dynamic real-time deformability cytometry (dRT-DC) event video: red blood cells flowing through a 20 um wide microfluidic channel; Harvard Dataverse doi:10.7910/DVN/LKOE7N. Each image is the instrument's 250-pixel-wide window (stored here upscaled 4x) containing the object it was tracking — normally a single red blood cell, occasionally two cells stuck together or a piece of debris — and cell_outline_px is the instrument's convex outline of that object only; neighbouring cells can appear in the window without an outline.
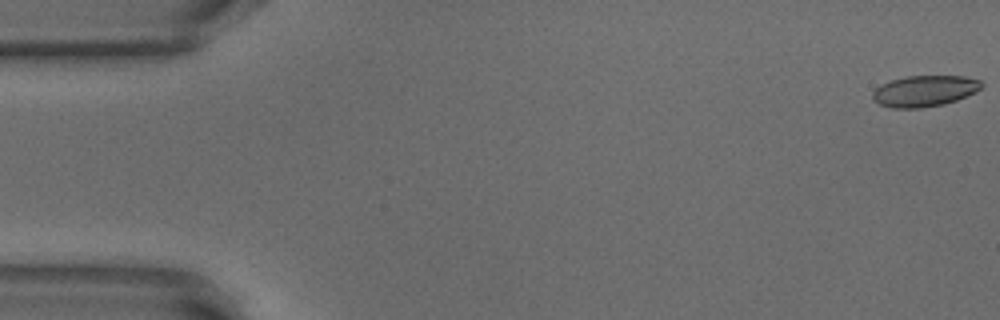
{"species": "common noctule bat (a hibernating species)", "species_latin": "Nyctalus noctula", "temperature_condition": "warm", "stored_images_in_passage": 53, "camera_frame_rate_fps": 3000, "um_per_image_px": 0.085, "animal": {"sex": "male", "body_mass_g": 18.8}, "frame": {"image": 1, "passage_image": 1, "time_ms": 0.0, "image_size_px": [1000, 320], "cell_outline_px": [[984, 84], [976, 92], [956, 100], [944, 104], [920, 108], [892, 108], [880, 104], [872, 100], [872, 92], [880, 84], [892, 80], [908, 76], [964, 76], [980, 80]], "centroid_in_image_um": [78.57, 7.73], "position_along_channel_um": 6.4, "area_um2": 19.77}}
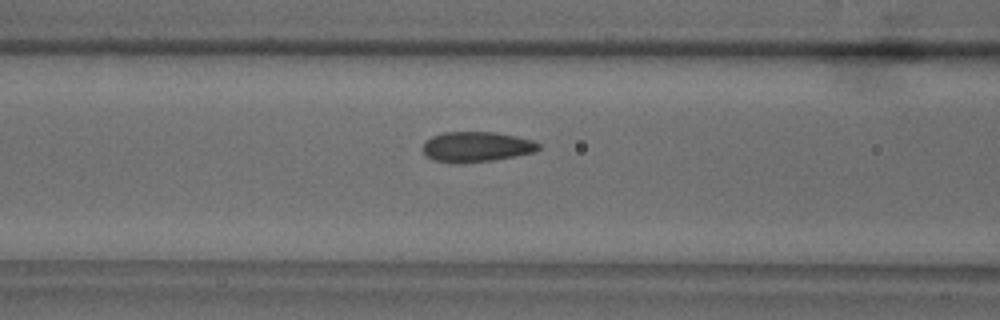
{"frame": {"image": 2, "passage_image": 21, "time_ms": 6.667, "image_size_px": [1000, 320], "cell_outline_px": [[540, 148], [536, 152], [516, 156], [492, 160], [456, 164], [432, 160], [424, 156], [420, 148], [424, 140], [432, 136], [444, 132], [496, 132], [516, 136], [532, 140], [540, 144]], "centroid_in_image_um": [40.43, 12.48], "position_along_channel_um": 126.2, "area_um2": 20.87}}
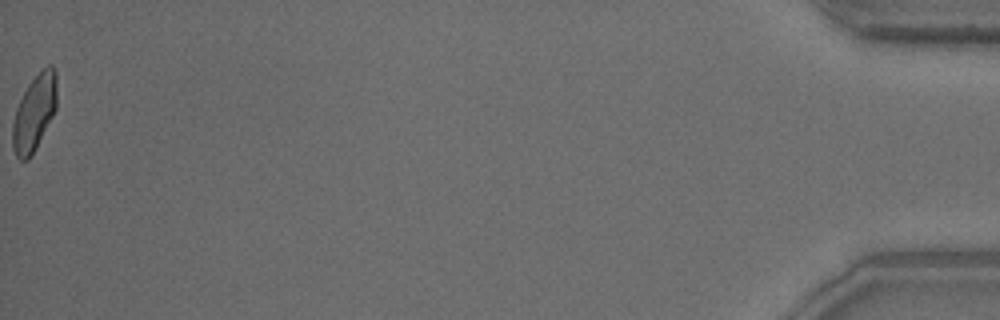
{"frame": {"image": 3, "passage_image": 53, "time_ms": 17.333, "image_size_px": [1000, 320], "cell_outline_px": [[56, 108], [52, 116], [28, 160], [20, 160], [16, 156], [12, 148], [12, 124], [16, 108], [28, 84], [48, 64], [52, 64], [56, 68]], "centroid_in_image_um": [2.9, 9.56], "position_along_channel_um": 432.3, "area_um2": 19.25}, "authors_computed_cell_mechanics": {"area_um2": 19.9988, "velocity_mm_per_s": 3.832, "shape_relaxation_time_tau1_ms": 5.8602, "shape_relaxation_time_tau2_ms": 1.1878, "deformation_change_tau1": 0.1545, "deformation_change_tau2": 0.0617}}